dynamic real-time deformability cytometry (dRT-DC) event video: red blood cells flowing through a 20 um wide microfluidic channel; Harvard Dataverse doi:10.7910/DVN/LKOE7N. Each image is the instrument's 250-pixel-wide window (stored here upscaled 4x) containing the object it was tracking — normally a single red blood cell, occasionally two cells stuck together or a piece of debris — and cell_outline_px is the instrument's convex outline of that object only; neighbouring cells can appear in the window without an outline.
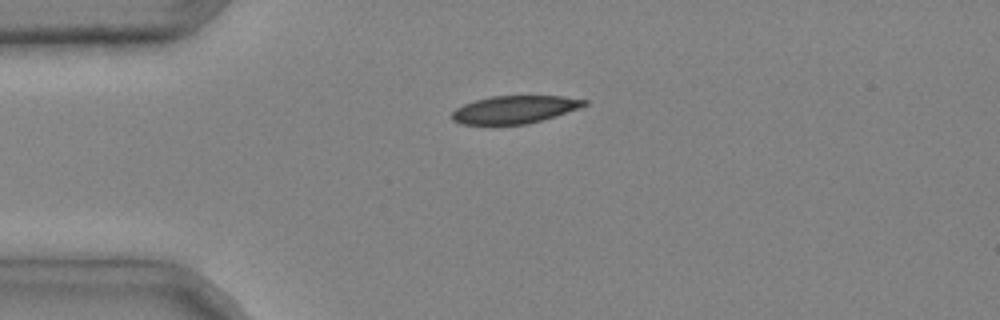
{"species": "common noctule bat (a hibernating species)", "species_latin": "Nyctalus noctula", "temperature_condition": "cold", "stored_images_in_passage": 6, "camera_frame_rate_fps": 3000, "um_per_image_px": 0.085, "animal": {"sex": "male", "body_mass_g": 20.4}, "frame": {"image": 1, "passage_image": 4, "time_ms": 1.0, "image_size_px": [1000, 320], "cell_outline_px": [[588, 104], [580, 108], [528, 124], [464, 124], [452, 120], [452, 112], [456, 108], [464, 104], [476, 100], [492, 96], [560, 96], [588, 100]], "centroid_in_image_um": [43.76, 9.3], "position_along_channel_um": 41.2, "area_um2": 21.15}}
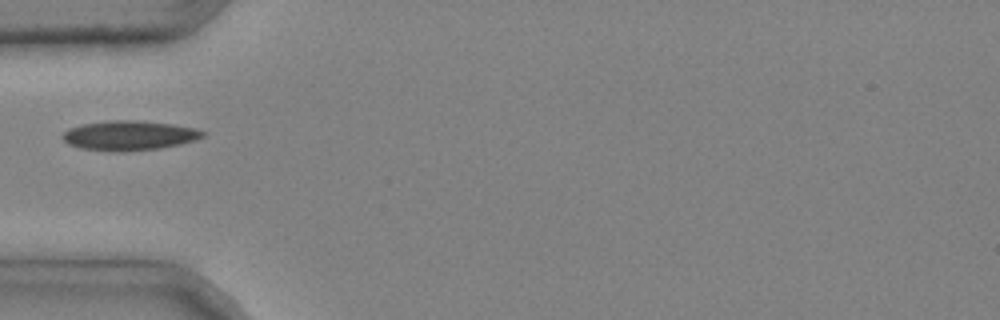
{"frame": {"image": 2, "passage_image": 5, "time_ms": 1.333, "image_size_px": [1000, 320], "cell_outline_px": [[208, 132], [204, 136], [196, 140], [180, 144], [160, 148], [124, 152], [112, 152], [80, 148], [68, 144], [60, 136], [68, 128], [84, 124], [108, 120], [132, 120], [172, 124], [196, 128]], "centroid_in_image_um": [10.99, 11.52], "position_along_channel_um": 74.0, "area_um2": 24.45}}